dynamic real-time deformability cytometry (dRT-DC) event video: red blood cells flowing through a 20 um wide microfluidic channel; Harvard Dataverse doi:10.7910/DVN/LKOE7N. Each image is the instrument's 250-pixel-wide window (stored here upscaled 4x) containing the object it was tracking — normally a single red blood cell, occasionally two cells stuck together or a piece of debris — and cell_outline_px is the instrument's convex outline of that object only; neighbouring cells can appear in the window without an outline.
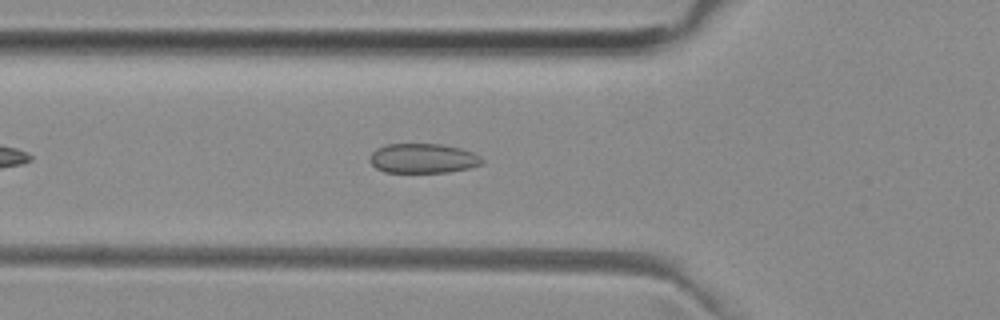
{"species": "common noctule bat (a hibernating species)", "species_latin": "Nyctalus noctula", "temperature_condition": "room temperature", "stored_images_in_passage": 42, "camera_frame_rate_fps": 3000, "um_per_image_px": 0.085, "animal": {"sex": "female", "body_mass_g": 29.2, "forearm_length_mm": 56.3}, "frame": {"image": 1, "passage_image": 7, "time_ms": 2.0, "image_size_px": [1000, 320], "cell_outline_px": [[484, 160], [480, 164], [468, 168], [448, 172], [384, 172], [376, 168], [368, 160], [368, 156], [376, 148], [388, 144], [440, 144], [460, 148], [472, 152], [480, 156]], "centroid_in_image_um": [35.91, 13.46], "position_along_channel_um": 89.9, "area_um2": 19.36}}
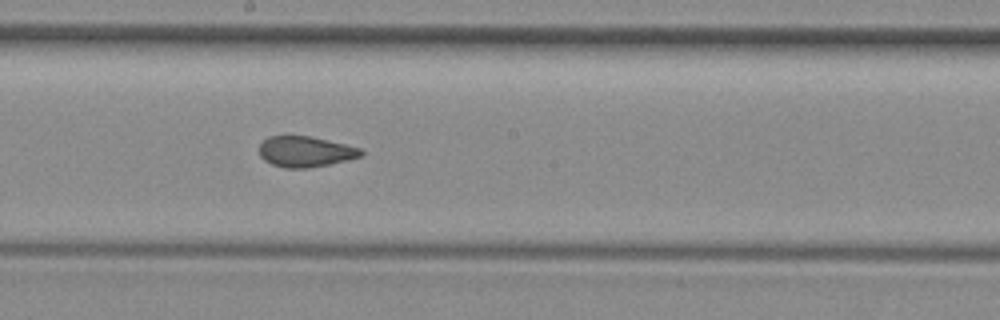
{"frame": {"image": 2, "passage_image": 17, "time_ms": 5.333, "image_size_px": [1000, 320], "cell_outline_px": [[364, 156], [348, 160], [308, 168], [284, 168], [272, 164], [264, 160], [260, 156], [260, 144], [268, 136], [308, 136], [344, 144], [360, 148], [364, 152]], "centroid_in_image_um": [25.97, 12.9], "position_along_channel_um": 222.2, "area_um2": 18.09}}
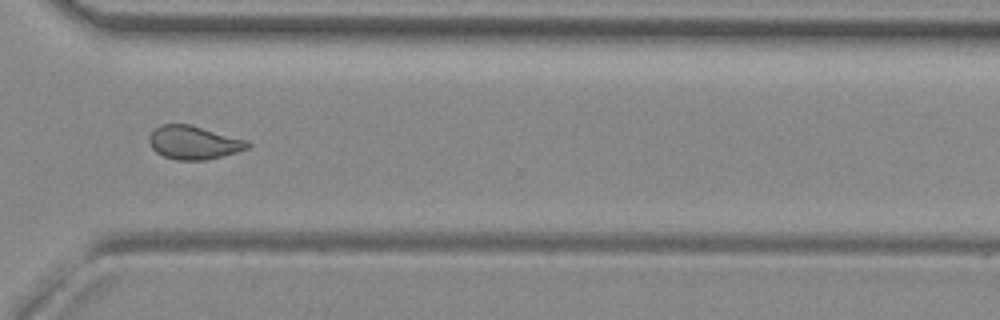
{"frame": {"image": 3, "passage_image": 27, "time_ms": 8.667, "image_size_px": [1000, 320], "cell_outline_px": [[252, 144], [248, 148], [236, 152], [204, 160], [176, 160], [164, 156], [156, 152], [152, 148], [148, 140], [148, 136], [156, 128], [164, 124], [192, 124], [248, 140]], "centroid_in_image_um": [16.48, 12.1], "position_along_channel_um": 354.1, "area_um2": 19.25}, "authors_computed_cell_mechanics": {"area_um2": 19.1318, "velocity_mm_per_s": 3.9589, "shape_relaxation_time_tau1_ms": null, "shape_relaxation_time_tau2_ms": 1.2703, "deformation_change_tau1": null, "deformation_change_tau2": 0.0682}}